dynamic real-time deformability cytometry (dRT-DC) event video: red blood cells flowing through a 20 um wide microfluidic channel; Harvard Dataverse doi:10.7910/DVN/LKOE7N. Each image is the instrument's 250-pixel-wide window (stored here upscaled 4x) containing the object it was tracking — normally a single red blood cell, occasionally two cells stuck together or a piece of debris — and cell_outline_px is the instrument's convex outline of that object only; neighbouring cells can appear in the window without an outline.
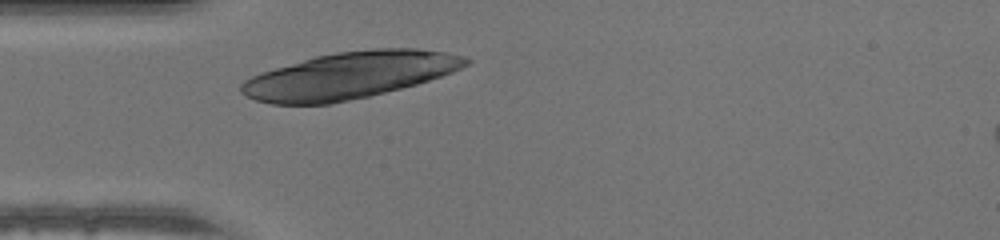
{"species": "human", "species_latin": "Homo sapiens", "temperature_condition": "warm", "stored_images_in_passage": 26, "camera_frame_rate_fps": 3000, "um_per_image_px": 0.085, "donor": {"sex": "male"}, "frame": {"image": 1, "passage_image": 1, "time_ms": 0.0, "image_size_px": [1000, 240], "cell_outline_px": [[472, 60], [468, 64], [452, 72], [416, 84], [368, 96], [332, 104], [272, 104], [256, 100], [240, 92], [240, 84], [244, 80], [260, 72], [316, 56], [336, 52], [372, 48], [416, 48], [448, 52], [464, 56]], "centroid_in_image_um": [29.7, 6.4], "position_along_channel_um": 55.3, "area_um2": 60.86}}